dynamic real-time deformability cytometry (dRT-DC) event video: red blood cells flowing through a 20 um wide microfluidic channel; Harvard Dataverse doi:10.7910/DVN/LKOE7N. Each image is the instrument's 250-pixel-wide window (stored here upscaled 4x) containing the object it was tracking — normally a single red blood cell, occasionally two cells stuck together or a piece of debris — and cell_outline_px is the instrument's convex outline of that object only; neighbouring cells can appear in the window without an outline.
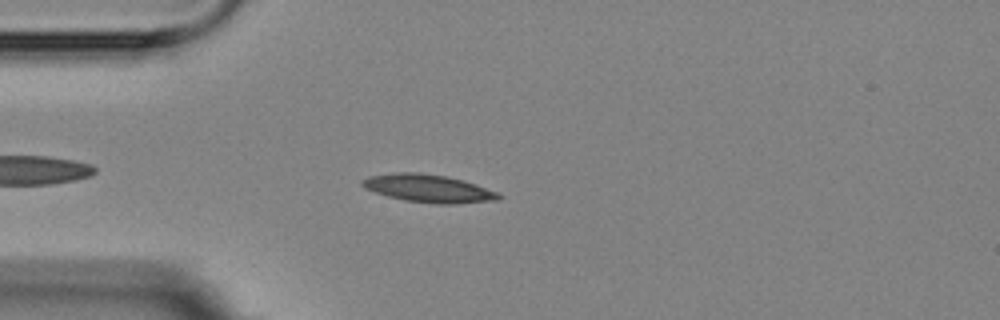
{"species": "Egyptian fruit bat (a non-hibernating species)", "species_latin": "Rousettus aegyptiacus", "temperature_condition": "room temperature", "stored_images_in_passage": 4, "camera_frame_rate_fps": 3000, "um_per_image_px": 0.085, "animal": {"sex": "female"}, "frame": {"image": 1, "passage_image": 4, "time_ms": 3.333, "image_size_px": [1000, 320], "cell_outline_px": [[504, 196], [500, 200], [456, 204], [436, 204], [404, 200], [388, 196], [364, 188], [360, 184], [368, 176], [400, 172], [420, 172], [444, 176], [464, 180], [496, 192]], "centroid_in_image_um": [36.45, 16.02], "position_along_channel_um": 48.6, "area_um2": 22.08}}